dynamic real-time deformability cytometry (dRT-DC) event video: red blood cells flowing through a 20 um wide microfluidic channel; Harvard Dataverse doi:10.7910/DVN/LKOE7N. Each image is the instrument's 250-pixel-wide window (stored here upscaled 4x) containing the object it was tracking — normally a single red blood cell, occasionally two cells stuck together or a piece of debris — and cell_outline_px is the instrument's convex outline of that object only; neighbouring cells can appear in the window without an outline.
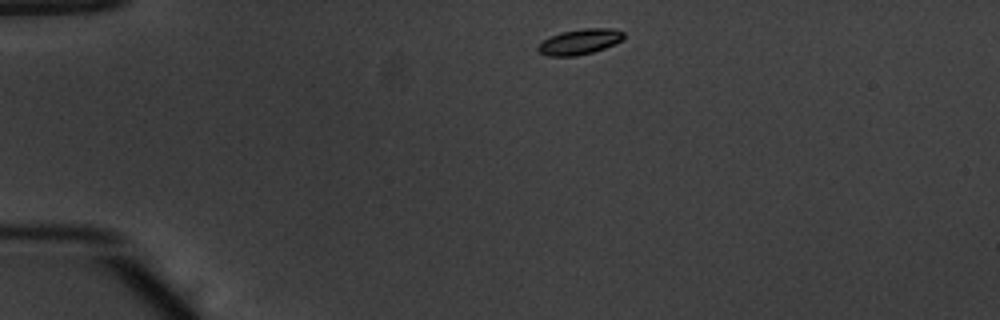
{"species": "common noctule bat (a hibernating species)", "species_latin": "Nyctalus noctula", "temperature_condition": "warm", "stored_images_in_passage": 43, "camera_frame_rate_fps": 3000, "um_per_image_px": 0.085, "animal": {"sex": "male", "body_mass_g": 20.1, "forearm_length_mm": 53.5}, "frame": {"image": 1, "passage_image": 1, "time_ms": 0.0, "image_size_px": [1000, 320], "cell_outline_px": [[624, 40], [604, 48], [592, 52], [576, 56], [548, 56], [540, 52], [536, 48], [544, 40], [552, 36], [564, 32], [584, 28], [612, 28], [624, 32]], "centroid_in_image_um": [49.32, 3.55], "position_along_channel_um": 35.7, "area_um2": 12.54}}
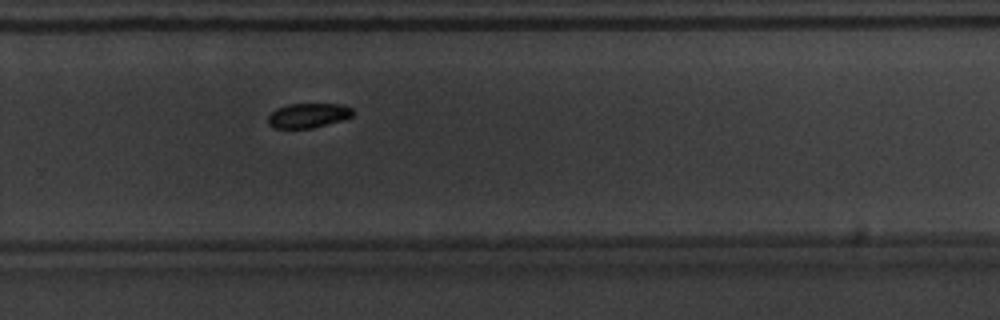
{"frame": {"image": 2, "passage_image": 26, "time_ms": 8.333, "image_size_px": [1000, 320], "cell_outline_px": [[356, 112], [352, 116], [340, 120], [312, 128], [272, 128], [268, 124], [268, 116], [276, 108], [288, 104], [340, 104], [352, 108]], "centroid_in_image_um": [26.18, 9.81], "position_along_channel_um": 303.6, "area_um2": 12.14}}
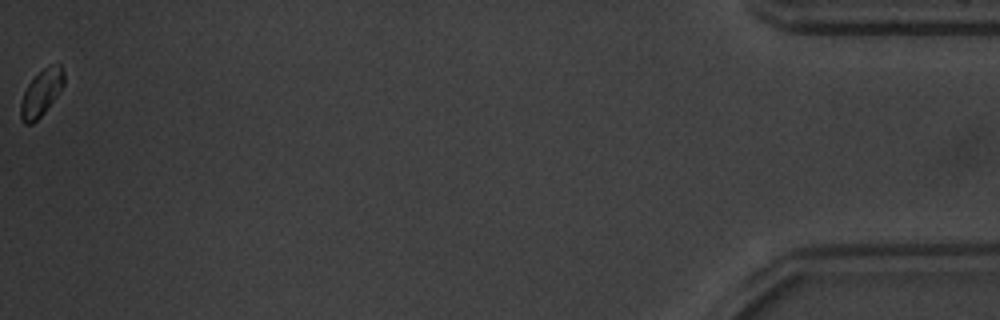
{"frame": {"image": 3, "passage_image": 43, "time_ms": 14.0, "image_size_px": [1000, 320], "cell_outline_px": [[64, 84], [56, 96], [44, 112], [32, 124], [24, 124], [20, 116], [20, 104], [24, 92], [28, 84], [44, 68], [56, 64], [60, 64], [64, 72]], "centroid_in_image_um": [3.5, 7.91], "position_along_channel_um": 431.7, "area_um2": 11.39}, "authors_computed_cell_mechanics": {"area_um2": 12.6582, "velocity_mm_per_s": 3.8178, "shape_relaxation_time_tau1_ms": 1.4537, "shape_relaxation_time_tau2_ms": null, "deformation_change_tau1": 0.1012, "deformation_change_tau2": null}}